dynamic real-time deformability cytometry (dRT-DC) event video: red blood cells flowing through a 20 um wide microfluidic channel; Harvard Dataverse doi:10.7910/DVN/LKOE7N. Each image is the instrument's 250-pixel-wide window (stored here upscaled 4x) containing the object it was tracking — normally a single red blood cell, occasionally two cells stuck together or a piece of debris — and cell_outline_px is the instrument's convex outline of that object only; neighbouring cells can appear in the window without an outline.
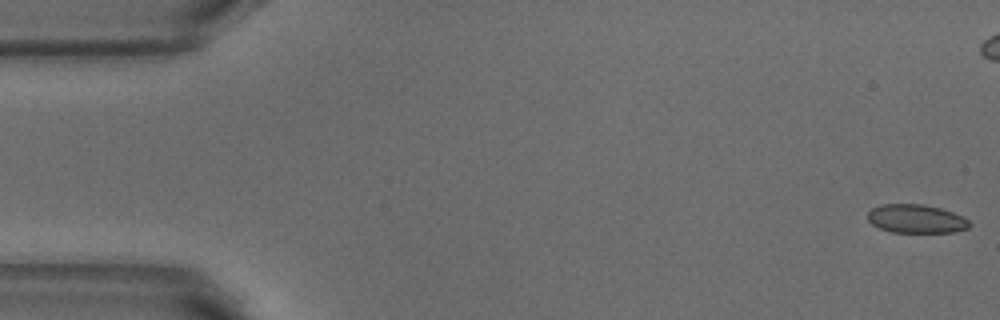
{"species": "common noctule bat (a hibernating species)", "species_latin": "Nyctalus noctula", "temperature_condition": "warm", "stored_images_in_passage": 53, "camera_frame_rate_fps": 3000, "um_per_image_px": 0.085, "animal": {"sex": "male", "body_mass_g": 18.8}, "frame": {"image": 1, "passage_image": 1, "time_ms": 0.0, "image_size_px": [1000, 320], "cell_outline_px": [[972, 224], [968, 228], [956, 232], [892, 232], [880, 228], [872, 224], [868, 220], [868, 212], [872, 208], [880, 204], [924, 204], [940, 208], [952, 212], [968, 220]], "centroid_in_image_um": [77.87, 18.59], "position_along_channel_um": 7.1, "area_um2": 16.94}}
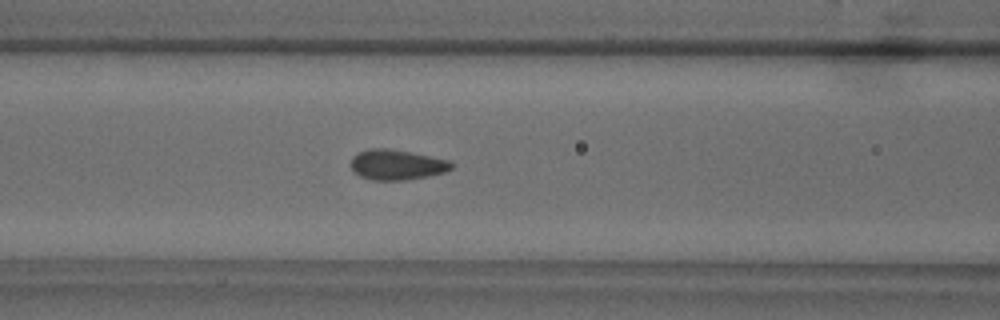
{"frame": {"image": 2, "passage_image": 21, "time_ms": 6.667, "image_size_px": [1000, 320], "cell_outline_px": [[456, 164], [452, 168], [444, 172], [428, 176], [404, 180], [376, 180], [360, 176], [352, 172], [348, 164], [352, 156], [368, 148], [388, 148], [412, 152], [452, 160]], "centroid_in_image_um": [33.72, 13.99], "position_along_channel_um": 132.9, "area_um2": 18.15}}
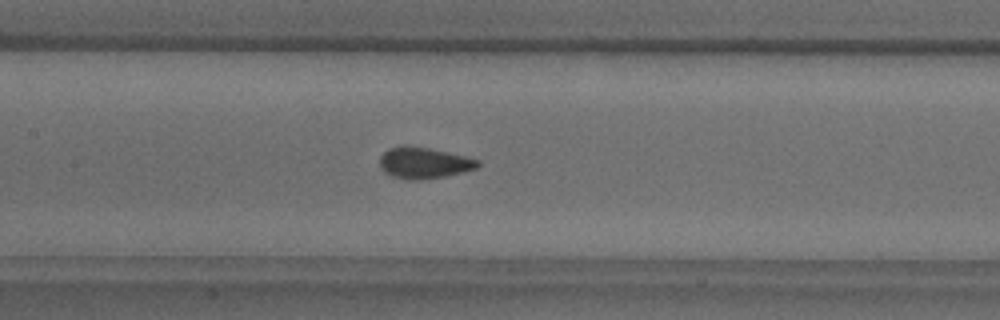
{"frame": {"image": 3, "passage_image": 24, "time_ms": 7.667, "image_size_px": [1000, 320], "cell_outline_px": [[480, 164], [476, 168], [464, 172], [444, 176], [416, 180], [408, 180], [392, 176], [384, 172], [380, 168], [380, 156], [388, 148], [404, 144], [428, 148], [448, 152], [480, 160]], "centroid_in_image_um": [36.0, 13.83], "position_along_channel_um": 171.4, "area_um2": 17.92}, "authors_computed_cell_mechanics": {"area_um2": 17.3978, "velocity_mm_per_s": 3.8321, "shape_relaxation_time_tau1_ms": 4.9856, "shape_relaxation_time_tau2_ms": null, "deformation_change_tau1": 0.1215, "deformation_change_tau2": null}}